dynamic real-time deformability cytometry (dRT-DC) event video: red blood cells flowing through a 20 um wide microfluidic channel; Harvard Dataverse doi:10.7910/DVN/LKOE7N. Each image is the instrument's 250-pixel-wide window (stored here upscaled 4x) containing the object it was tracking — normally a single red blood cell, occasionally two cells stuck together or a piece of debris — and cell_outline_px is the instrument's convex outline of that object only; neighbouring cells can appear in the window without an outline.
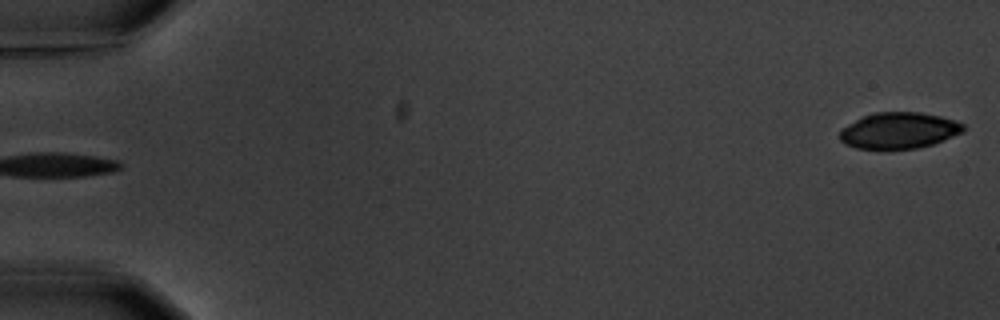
{"species": "common noctule bat (a hibernating species)", "species_latin": "Nyctalus noctula", "temperature_condition": "warm", "stored_images_in_passage": 6, "segment_of_instrument_passage": [2, 2], "camera_frame_rate_fps": 3000, "um_per_image_px": 0.085, "animal": {"sex": "male", "body_mass_g": 20.1, "forearm_length_mm": 53.5}, "frame": {"image": 1, "passage_image": 6, "time_ms": 6.0, "image_size_px": [1000, 320], "cell_outline_px": [[964, 132], [944, 140], [920, 148], [888, 152], [884, 152], [856, 148], [844, 144], [840, 140], [840, 128], [872, 112], [920, 112], [940, 116], [956, 120], [964, 124]], "centroid_in_image_um": [76.39, 11.14], "position_along_channel_um": 8.6, "area_um2": 27.05}}